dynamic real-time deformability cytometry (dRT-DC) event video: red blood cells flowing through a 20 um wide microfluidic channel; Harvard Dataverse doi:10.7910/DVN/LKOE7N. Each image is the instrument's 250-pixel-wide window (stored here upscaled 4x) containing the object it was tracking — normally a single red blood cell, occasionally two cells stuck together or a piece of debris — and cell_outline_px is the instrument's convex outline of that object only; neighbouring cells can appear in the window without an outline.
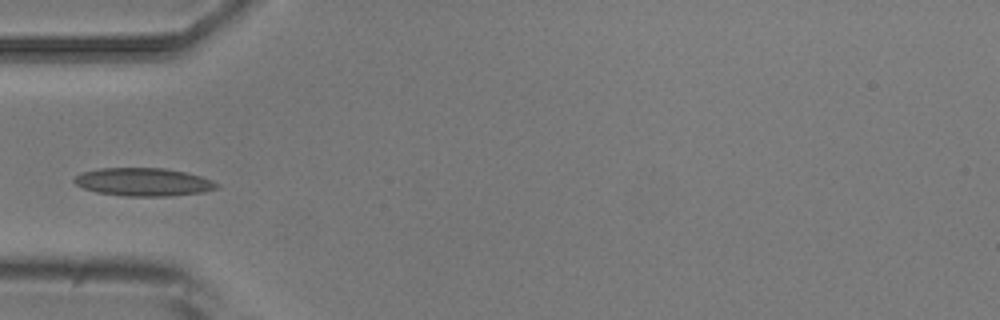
{"species": "common noctule bat (a hibernating species)", "species_latin": "Nyctalus noctula", "temperature_condition": "room temperature", "stored_images_in_passage": 9, "camera_frame_rate_fps": 3000, "um_per_image_px": 0.085, "animal": {"sex": "male", "body_mass_g": 20.5, "forearm_length_mm": 52.5}, "frame": {"image": 1, "passage_image": 1, "time_ms": 0.0, "image_size_px": [1000, 320], "cell_outline_px": [[220, 188], [204, 192], [172, 196], [124, 196], [96, 192], [84, 188], [76, 184], [72, 180], [76, 176], [84, 172], [100, 168], [164, 168], [184, 172], [200, 176], [212, 180], [220, 184]], "centroid_in_image_um": [12.23, 15.48], "position_along_channel_um": 72.8, "area_um2": 23.35}}
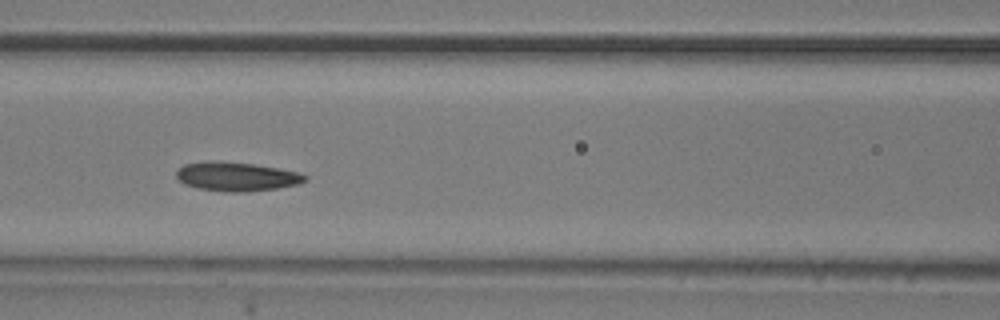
{"frame": {"image": 2, "passage_image": 3, "time_ms": 2.0, "image_size_px": [1000, 320], "cell_outline_px": [[308, 180], [296, 184], [276, 188], [248, 192], [224, 192], [196, 188], [184, 184], [176, 176], [176, 172], [184, 164], [252, 164], [300, 172], [308, 176]], "centroid_in_image_um": [20.18, 15.07], "position_along_channel_um": 146.4, "area_um2": 20.75}}
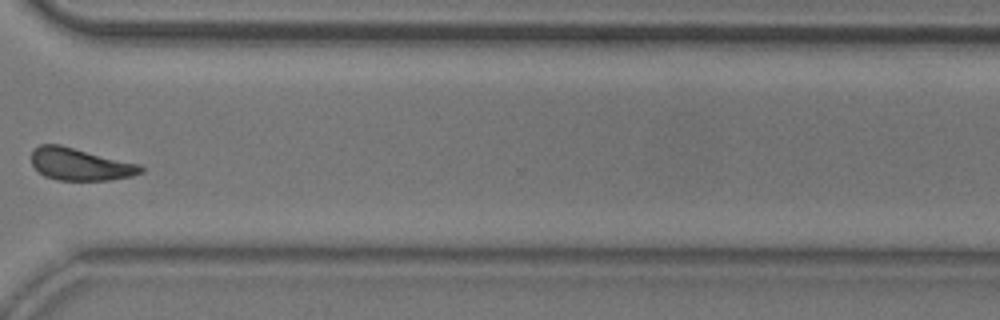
{"frame": {"image": 3, "passage_image": 8, "time_ms": 8.0, "image_size_px": [1000, 320], "cell_outline_px": [[144, 172], [132, 176], [108, 180], [56, 180], [44, 176], [32, 164], [32, 148], [40, 144], [60, 144], [140, 164], [144, 168]], "centroid_in_image_um": [6.81, 13.95], "position_along_channel_um": 363.8, "area_um2": 20.69}}